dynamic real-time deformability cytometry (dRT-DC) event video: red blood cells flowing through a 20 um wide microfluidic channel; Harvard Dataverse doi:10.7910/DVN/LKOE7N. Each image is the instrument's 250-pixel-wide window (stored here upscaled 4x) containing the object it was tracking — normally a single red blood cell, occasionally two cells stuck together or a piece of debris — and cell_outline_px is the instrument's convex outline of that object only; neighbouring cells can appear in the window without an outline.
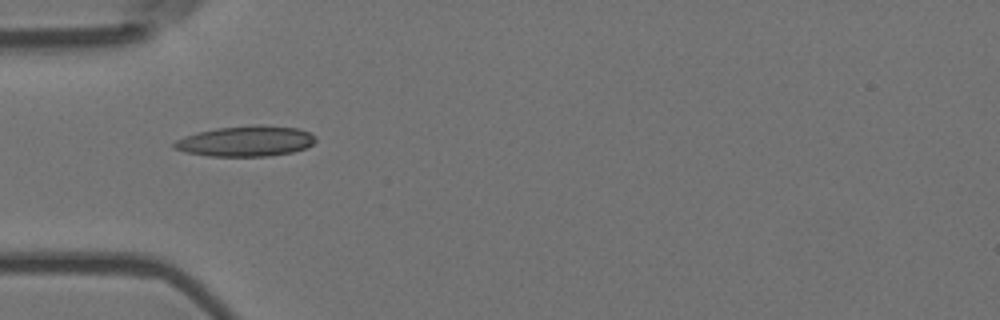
{"species": "Egyptian fruit bat (a non-hibernating species)", "species_latin": "Rousettus aegyptiacus", "temperature_condition": "room temperature", "stored_images_in_passage": 7, "camera_frame_rate_fps": 3000, "um_per_image_px": 0.085, "animal": {"sex": "female"}, "frame": {"image": 1, "passage_image": 5, "time_ms": 1.333, "image_size_px": [1000, 320], "cell_outline_px": [[316, 140], [312, 144], [304, 148], [292, 152], [268, 156], [208, 156], [184, 152], [172, 148], [172, 144], [176, 140], [184, 136], [216, 128], [256, 124], [260, 124], [300, 128], [312, 132], [316, 136]], "centroid_in_image_um": [20.91, 11.99], "position_along_channel_um": 64.1, "area_um2": 25.43}}
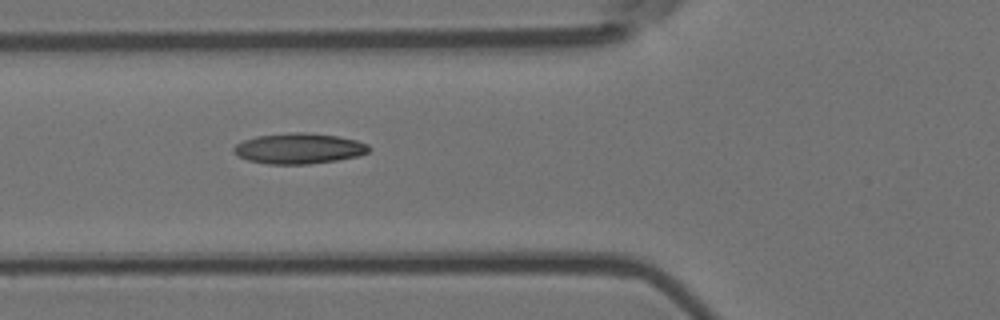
{"frame": {"image": 2, "passage_image": 6, "time_ms": 1.667, "image_size_px": [1000, 320], "cell_outline_px": [[372, 148], [368, 152], [356, 156], [336, 160], [308, 164], [268, 164], [248, 160], [232, 152], [232, 148], [236, 144], [244, 140], [256, 136], [288, 132], [304, 132], [336, 136], [356, 140], [368, 144]], "centroid_in_image_um": [25.39, 12.61], "position_along_channel_um": 100.4, "area_um2": 24.04}}
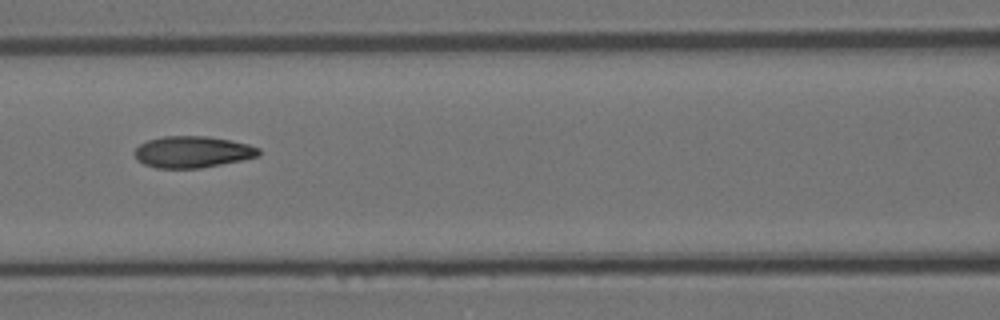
{"frame": {"image": 3, "passage_image": 7, "time_ms": 2.0, "image_size_px": [1000, 320], "cell_outline_px": [[260, 156], [200, 168], [156, 168], [144, 164], [136, 160], [136, 148], [140, 144], [148, 140], [164, 136], [204, 136], [228, 140], [248, 144], [260, 148]], "centroid_in_image_um": [16.36, 12.91], "position_along_channel_um": 150.2, "area_um2": 22.6}}